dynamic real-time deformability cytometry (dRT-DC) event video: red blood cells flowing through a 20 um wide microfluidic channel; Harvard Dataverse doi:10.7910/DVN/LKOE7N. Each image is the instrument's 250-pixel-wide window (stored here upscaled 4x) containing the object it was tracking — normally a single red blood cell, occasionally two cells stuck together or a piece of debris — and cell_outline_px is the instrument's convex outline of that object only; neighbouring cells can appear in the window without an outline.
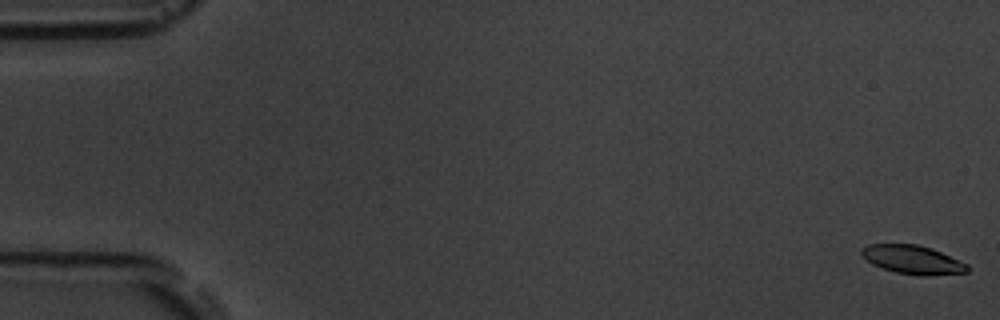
{"species": "common noctule bat (a hibernating species)", "species_latin": "Nyctalus noctula", "temperature_condition": "room temperature", "stored_images_in_passage": 5, "camera_frame_rate_fps": 3000, "um_per_image_px": 0.085, "animal": {"sex": "male", "body_mass_g": 19.5, "forearm_length_mm": 54.6}, "frame": {"image": 1, "passage_image": 1, "time_ms": 0.0, "image_size_px": [1000, 320], "cell_outline_px": [[968, 272], [920, 276], [896, 272], [872, 264], [860, 256], [860, 248], [868, 244], [916, 244], [932, 248], [968, 264]], "centroid_in_image_um": [77.53, 22.06], "position_along_channel_um": 7.5, "area_um2": 17.69}}
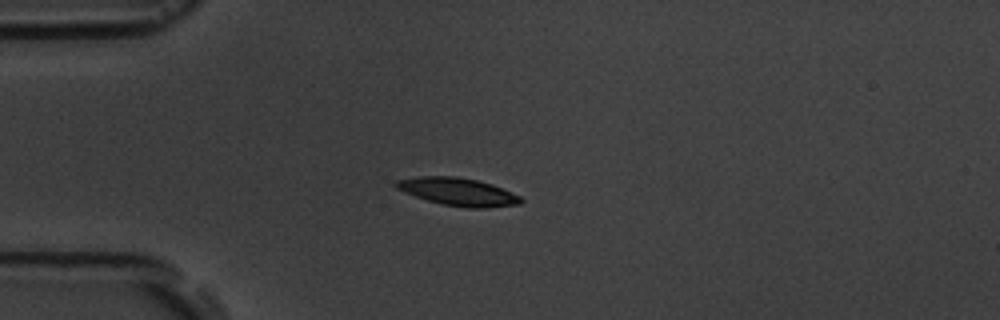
{"frame": {"image": 2, "passage_image": 5, "time_ms": 4.667, "image_size_px": [1000, 320], "cell_outline_px": [[524, 200], [520, 204], [488, 208], [468, 208], [444, 204], [428, 200], [404, 192], [396, 188], [392, 184], [396, 180], [420, 176], [456, 176], [476, 180], [492, 184], [520, 196]], "centroid_in_image_um": [38.93, 16.3], "position_along_channel_um": 46.1, "area_um2": 20.11}}